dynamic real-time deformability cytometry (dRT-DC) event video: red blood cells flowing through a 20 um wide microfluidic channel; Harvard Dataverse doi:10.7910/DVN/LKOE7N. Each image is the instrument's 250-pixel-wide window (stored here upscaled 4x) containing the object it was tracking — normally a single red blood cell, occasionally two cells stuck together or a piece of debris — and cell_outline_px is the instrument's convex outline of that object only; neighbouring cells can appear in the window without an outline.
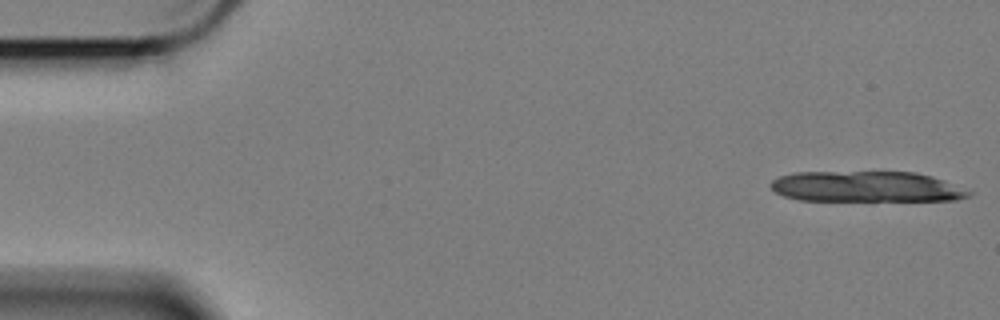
{"species": "Egyptian fruit bat (a non-hibernating species)", "species_latin": "Rousettus aegyptiacus", "temperature_condition": "cold", "stored_images_in_passage": 14, "camera_frame_rate_fps": 3000, "um_per_image_px": 0.085, "animal": {"sex": "female"}, "frame": {"image": 1, "passage_image": 1, "time_ms": 0.0, "image_size_px": [1000, 320], "cell_outline_px": [[972, 192], [968, 196], [956, 200], [800, 200], [784, 196], [776, 192], [768, 184], [772, 180], [780, 176], [792, 172], [916, 172], [932, 176], [944, 180]], "centroid_in_image_um": [73.61, 15.86], "position_along_channel_um": 11.4, "area_um2": 35.26}}